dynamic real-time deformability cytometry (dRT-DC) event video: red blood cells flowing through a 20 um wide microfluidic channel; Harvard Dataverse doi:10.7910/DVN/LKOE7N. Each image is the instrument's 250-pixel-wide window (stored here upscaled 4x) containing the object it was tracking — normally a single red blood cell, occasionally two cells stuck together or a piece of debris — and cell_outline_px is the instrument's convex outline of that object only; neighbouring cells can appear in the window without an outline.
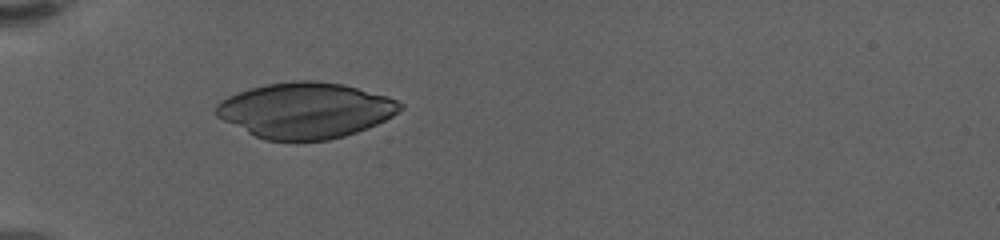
{"species": "human", "species_latin": "Homo sapiens", "temperature_condition": "warm", "stored_images_in_passage": 42, "camera_frame_rate_fps": 3000, "um_per_image_px": 0.085, "donor": {"sex": "female"}, "frame": {"image": 1, "passage_image": 1, "time_ms": 0.0, "image_size_px": [1000, 240], "cell_outline_px": [[404, 108], [392, 116], [368, 128], [344, 136], [328, 140], [296, 144], [264, 140], [216, 116], [216, 104], [220, 100], [228, 96], [248, 88], [264, 84], [292, 80], [316, 80], [344, 84], [388, 96], [404, 104]], "centroid_in_image_um": [25.97, 9.4], "position_along_channel_um": 59.0, "area_um2": 60.69}}
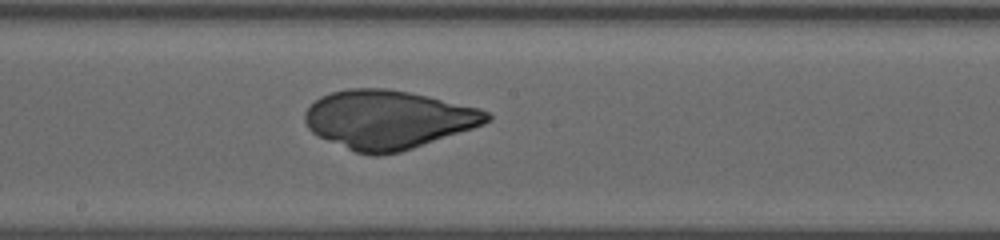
{"frame": {"image": 2, "passage_image": 16, "time_ms": 5.0, "image_size_px": [1000, 240], "cell_outline_px": [[492, 120], [484, 124], [400, 152], [380, 156], [372, 156], [356, 152], [328, 140], [312, 132], [308, 128], [304, 120], [304, 112], [320, 96], [332, 92], [348, 88], [388, 88], [428, 96], [480, 108], [488, 112], [492, 116]], "centroid_in_image_um": [32.99, 10.15], "position_along_channel_um": 215.2, "area_um2": 61.9}}
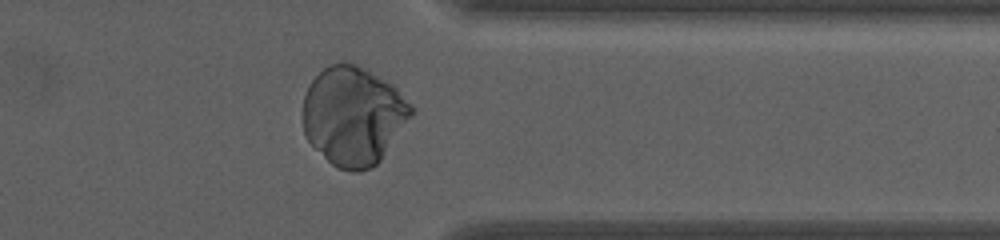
{"frame": {"image": 3, "passage_image": 31, "time_ms": 10.0, "image_size_px": [1000, 240], "cell_outline_px": [[412, 112], [380, 160], [372, 168], [360, 172], [352, 172], [340, 168], [332, 164], [304, 136], [300, 112], [304, 96], [312, 80], [324, 68], [340, 60], [356, 64], [388, 80], [396, 88], [412, 108]], "centroid_in_image_um": [29.96, 9.82], "position_along_channel_um": 381.4, "area_um2": 61.96}}